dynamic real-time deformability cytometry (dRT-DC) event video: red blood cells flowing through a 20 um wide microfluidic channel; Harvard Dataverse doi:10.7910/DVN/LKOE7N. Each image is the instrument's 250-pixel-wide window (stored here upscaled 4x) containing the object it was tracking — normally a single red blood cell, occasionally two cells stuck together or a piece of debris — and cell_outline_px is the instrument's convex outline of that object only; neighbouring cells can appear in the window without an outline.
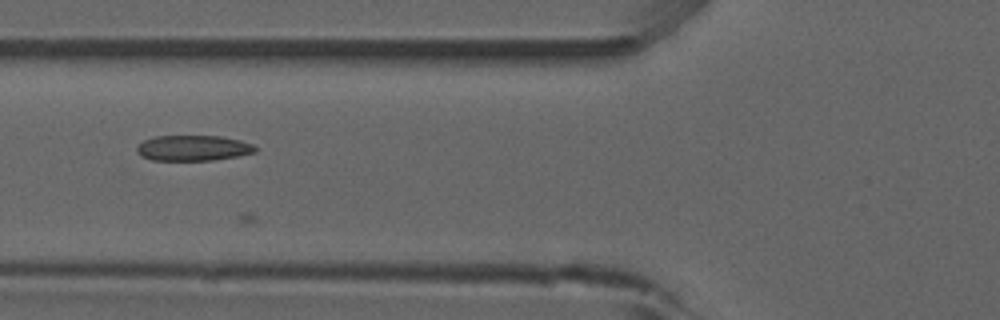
{"species": "common noctule bat (a hibernating species)", "species_latin": "Nyctalus noctula", "temperature_condition": "room temperature", "stored_images_in_passage": 15, "camera_frame_rate_fps": 3000, "um_per_image_px": 0.085, "animal": {"sex": "male", "forearm_length_mm": 52.5}, "frame": {"image": 1, "passage_image": 8, "time_ms": 2.333, "image_size_px": [1000, 320], "cell_outline_px": [[256, 152], [216, 160], [152, 160], [140, 156], [136, 152], [136, 148], [144, 140], [156, 136], [220, 136], [240, 140], [252, 144], [256, 148]], "centroid_in_image_um": [16.4, 12.58], "position_along_channel_um": 109.4, "area_um2": 17.57}}